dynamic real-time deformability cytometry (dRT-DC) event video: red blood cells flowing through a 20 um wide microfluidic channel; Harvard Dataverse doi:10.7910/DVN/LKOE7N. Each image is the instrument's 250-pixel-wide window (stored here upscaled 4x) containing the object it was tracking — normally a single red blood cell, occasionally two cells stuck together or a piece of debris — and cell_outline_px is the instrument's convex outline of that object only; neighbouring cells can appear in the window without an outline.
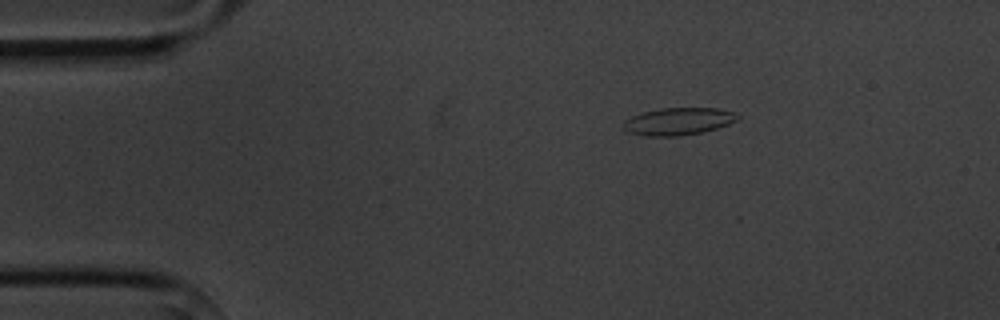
{"species": "common noctule bat (a hibernating species)", "species_latin": "Nyctalus noctula", "temperature_condition": "cold", "stored_images_in_passage": 4, "camera_frame_rate_fps": 3000, "um_per_image_px": 0.085, "animal": {"sex": "male", "body_mass_g": 20.1, "forearm_length_mm": 53.5}, "frame": {"image": 1, "passage_image": 4, "time_ms": 4.333, "image_size_px": [1000, 320], "cell_outline_px": [[740, 116], [736, 120], [728, 124], [716, 128], [700, 132], [680, 136], [648, 136], [628, 132], [620, 124], [624, 120], [632, 116], [644, 112], [660, 108], [720, 108], [732, 112]], "centroid_in_image_um": [57.62, 10.31], "position_along_channel_um": 27.4, "area_um2": 18.09}}